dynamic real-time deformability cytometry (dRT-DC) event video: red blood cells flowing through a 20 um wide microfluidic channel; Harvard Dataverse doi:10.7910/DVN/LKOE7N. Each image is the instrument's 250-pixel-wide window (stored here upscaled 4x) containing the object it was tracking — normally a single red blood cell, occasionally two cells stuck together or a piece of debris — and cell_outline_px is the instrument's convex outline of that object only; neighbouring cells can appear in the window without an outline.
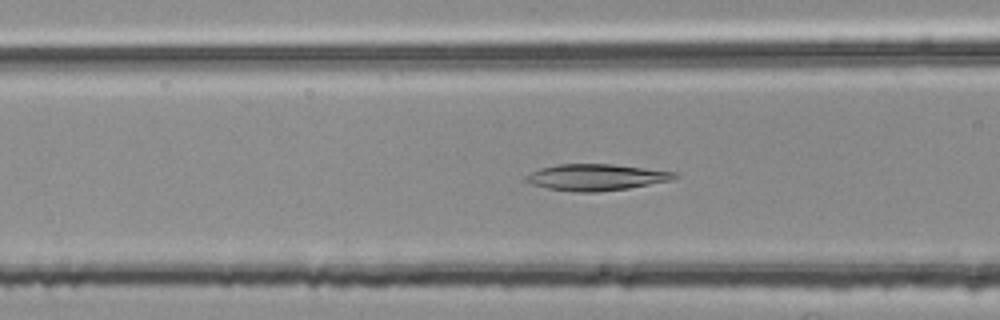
{"species": "common noctule bat (a hibernating species)", "species_latin": "Nyctalus noctula", "temperature_condition": "room temperature", "stored_images_in_passage": 52, "camera_frame_rate_fps": 3000, "um_per_image_px": 0.085, "animal": {"sex": "female", "body_mass_g": 25.1}, "frame": {"image": 1, "passage_image": 20, "time_ms": 6.333, "image_size_px": [1000, 320], "cell_outline_px": [[680, 176], [672, 180], [628, 188], [600, 192], [576, 192], [548, 188], [532, 184], [524, 180], [524, 176], [540, 168], [556, 164], [612, 164], [676, 172]], "centroid_in_image_um": [50.67, 15.06], "position_along_channel_um": 115.9, "area_um2": 22.83}}
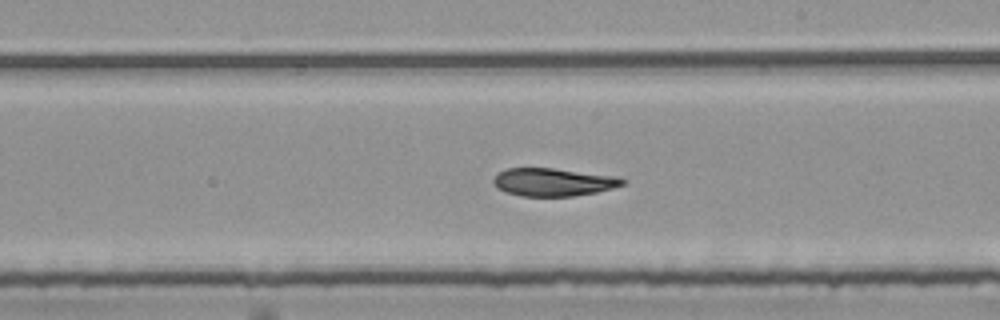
{"frame": {"image": 2, "passage_image": 30, "time_ms": 9.667, "image_size_px": [1000, 320], "cell_outline_px": [[628, 180], [624, 184], [612, 188], [596, 192], [572, 196], [520, 196], [504, 192], [496, 188], [492, 180], [504, 168], [552, 168], [620, 176]], "centroid_in_image_um": [47.04, 15.47], "position_along_channel_um": 242.0, "area_um2": 21.21}}
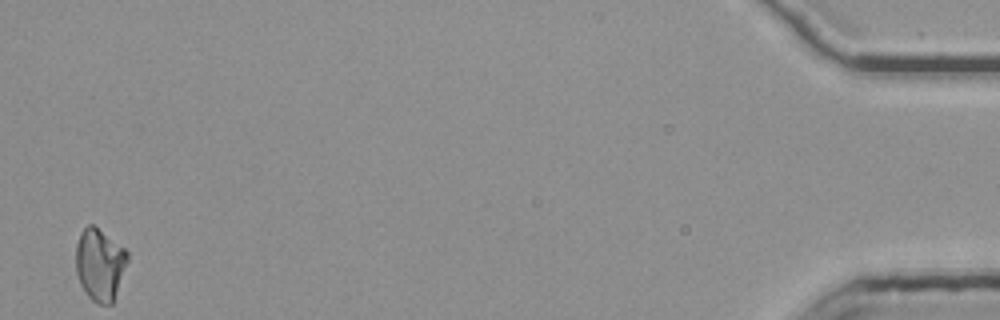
{"frame": {"image": 3, "passage_image": 52, "time_ms": 17.0, "image_size_px": [1000, 320], "cell_outline_px": [[128, 260], [112, 304], [96, 304], [88, 296], [80, 284], [76, 272], [76, 244], [80, 232], [88, 224], [92, 224], [124, 248], [128, 252]], "centroid_in_image_um": [8.47, 22.48], "position_along_channel_um": 426.7, "area_um2": 21.56}, "authors_computed_cell_mechanics": {"area_um2": 22.2241, "velocity_mm_per_s": 3.7907, "shape_relaxation_time_tau1_ms": null, "shape_relaxation_time_tau2_ms": 3.4931, "deformation_change_tau1": null, "deformation_change_tau2": 0.1016}}